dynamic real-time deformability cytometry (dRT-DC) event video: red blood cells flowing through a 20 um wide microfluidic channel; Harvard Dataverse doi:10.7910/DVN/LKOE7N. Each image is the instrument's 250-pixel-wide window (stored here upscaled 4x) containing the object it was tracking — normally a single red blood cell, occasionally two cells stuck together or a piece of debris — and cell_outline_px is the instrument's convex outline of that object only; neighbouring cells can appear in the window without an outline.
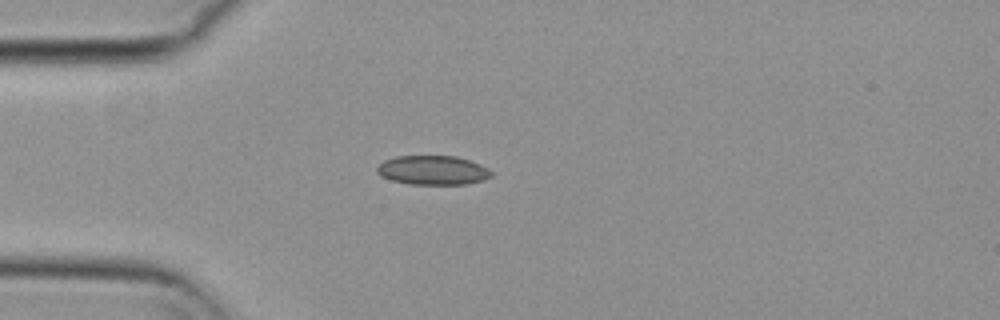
{"species": "common noctule bat (a hibernating species)", "species_latin": "Nyctalus noctula", "temperature_condition": "cold", "stored_images_in_passage": 41, "camera_frame_rate_fps": 3000, "um_per_image_px": 0.085, "animal": {"sex": "female", "body_mass_g": 29.2, "forearm_length_mm": 56.3}, "frame": {"image": 1, "passage_image": 1, "time_ms": 0.0, "image_size_px": [1000, 320], "cell_outline_px": [[492, 176], [484, 180], [468, 184], [408, 184], [392, 180], [380, 176], [376, 172], [376, 168], [384, 160], [396, 156], [456, 156], [480, 164], [488, 168], [492, 172]], "centroid_in_image_um": [36.79, 14.47], "position_along_channel_um": 48.2, "area_um2": 19.54}}
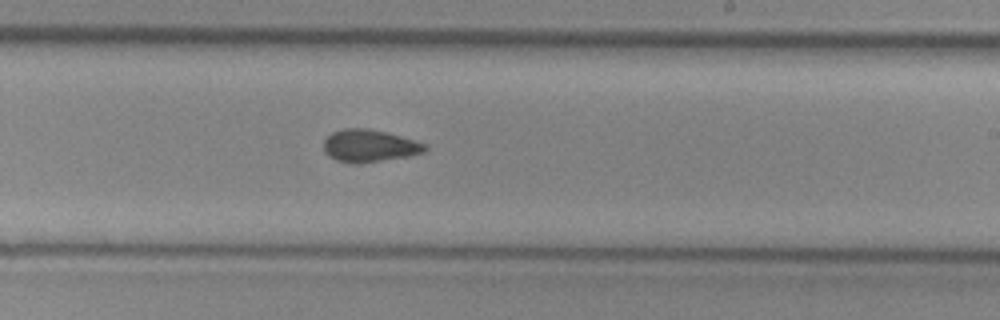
{"frame": {"image": 2, "passage_image": 19, "time_ms": 6.0, "image_size_px": [1000, 320], "cell_outline_px": [[428, 148], [424, 152], [408, 156], [360, 164], [352, 164], [336, 160], [328, 156], [324, 152], [324, 140], [332, 132], [344, 128], [368, 128], [388, 132], [428, 144]], "centroid_in_image_um": [31.4, 12.39], "position_along_channel_um": 257.6, "area_um2": 19.42}}
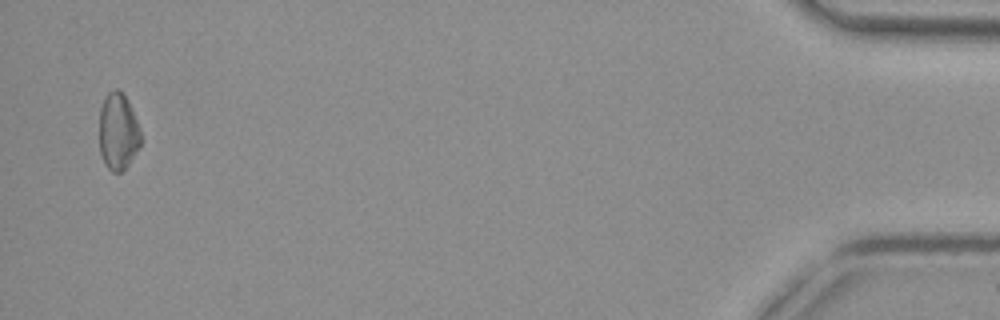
{"frame": {"image": 3, "passage_image": 40, "time_ms": 13.0, "image_size_px": [1000, 320], "cell_outline_px": [[140, 148], [128, 164], [120, 172], [112, 172], [104, 164], [100, 156], [100, 108], [108, 92], [112, 88], [120, 88], [124, 92], [128, 100], [140, 128]], "centroid_in_image_um": [10.04, 11.16], "position_along_channel_um": 425.2, "area_um2": 18.79}, "authors_computed_cell_mechanics": {"area_um2": 18.8428, "velocity_mm_per_s": 3.7183, "shape_relaxation_time_tau1_ms": null, "shape_relaxation_time_tau2_ms": 5.8336, "deformation_change_tau1": null, "deformation_change_tau2": 0.0976}}